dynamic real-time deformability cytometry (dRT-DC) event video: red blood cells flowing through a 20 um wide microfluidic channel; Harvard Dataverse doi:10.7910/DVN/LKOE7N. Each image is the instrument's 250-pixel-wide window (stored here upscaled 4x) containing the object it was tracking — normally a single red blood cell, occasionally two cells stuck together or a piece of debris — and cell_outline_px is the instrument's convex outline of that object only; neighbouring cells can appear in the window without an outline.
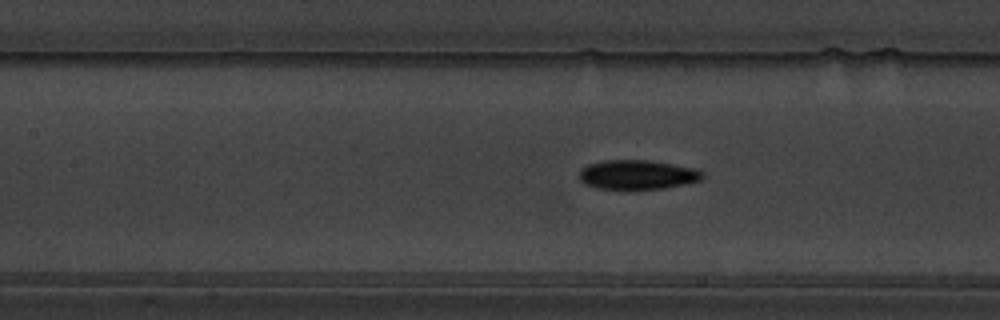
{"species": "common noctule bat (a hibernating species)", "species_latin": "Nyctalus noctula", "temperature_condition": "warm", "stored_images_in_passage": 45, "camera_frame_rate_fps": 3000, "um_per_image_px": 0.085, "animal": {"sex": "male", "body_mass_g": 19.5, "forearm_length_mm": 54.6}, "frame": {"image": 1, "passage_image": 14, "time_ms": 4.333, "image_size_px": [1000, 320], "cell_outline_px": [[704, 176], [700, 180], [664, 188], [600, 188], [584, 184], [580, 180], [580, 168], [588, 164], [604, 160], [648, 160], [696, 168], [704, 172]], "centroid_in_image_um": [54.17, 14.82], "position_along_channel_um": 153.2, "area_um2": 20.81}}
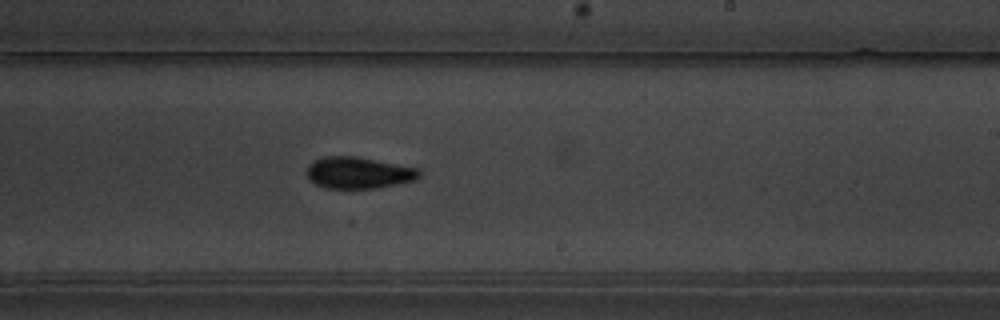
{"frame": {"image": 2, "passage_image": 23, "time_ms": 7.333, "image_size_px": [1000, 320], "cell_outline_px": [[420, 176], [416, 180], [376, 188], [324, 188], [308, 180], [308, 164], [324, 156], [356, 156], [420, 168]], "centroid_in_image_um": [30.49, 14.68], "position_along_channel_um": 258.5, "area_um2": 20.75}}
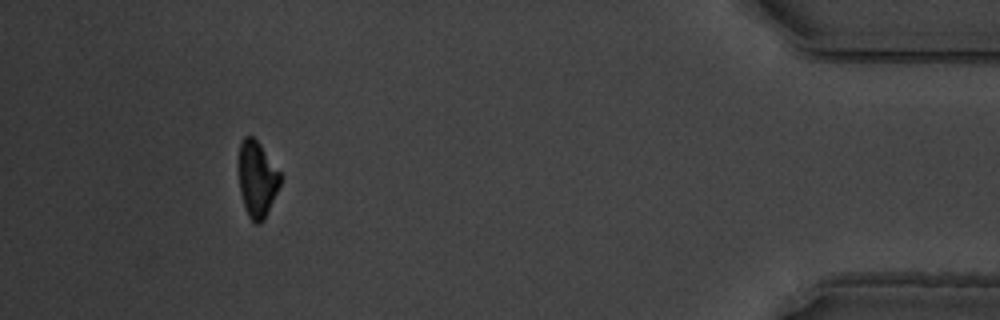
{"frame": {"image": 3, "passage_image": 41, "time_ms": 13.333, "image_size_px": [1000, 320], "cell_outline_px": [[280, 184], [264, 220], [260, 224], [256, 224], [248, 216], [240, 192], [240, 140], [244, 136], [252, 136], [260, 144], [280, 172]], "centroid_in_image_um": [21.86, 15.23], "position_along_channel_um": 413.3, "area_um2": 17.98}, "authors_computed_cell_mechanics": {"area_um2": 19.8832, "velocity_mm_per_s": 3.5232, "shape_relaxation_time_tau1_ms": 2.9276, "shape_relaxation_time_tau2_ms": 3.8626, "deformation_change_tau1": 0.1459, "deformation_change_tau2": 0.109}}